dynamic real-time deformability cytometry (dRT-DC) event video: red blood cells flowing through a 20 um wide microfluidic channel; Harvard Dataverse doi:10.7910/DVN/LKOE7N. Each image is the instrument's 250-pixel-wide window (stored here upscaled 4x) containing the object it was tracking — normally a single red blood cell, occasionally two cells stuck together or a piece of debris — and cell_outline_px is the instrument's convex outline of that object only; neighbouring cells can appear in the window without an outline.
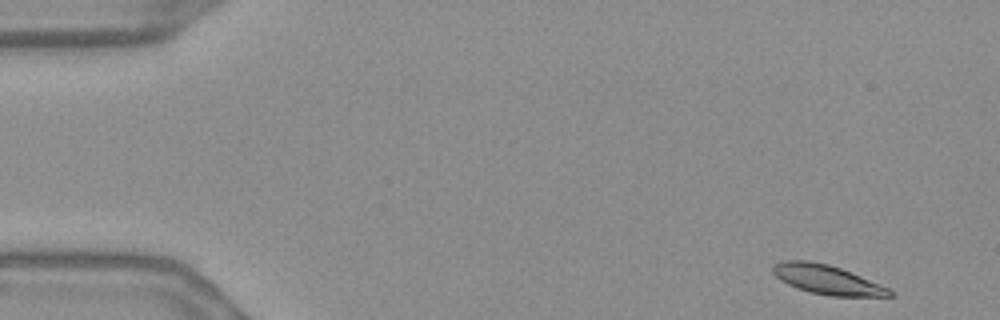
{"species": "Egyptian fruit bat (a non-hibernating species)", "species_latin": "Rousettus aegyptiacus", "temperature_condition": "warm", "stored_images_in_passage": 12, "camera_frame_rate_fps": 3000, "um_per_image_px": 0.085, "frame": {"image": 1, "passage_image": 2, "time_ms": 0.333, "image_size_px": [1000, 320], "cell_outline_px": [[892, 296], [828, 296], [808, 292], [796, 288], [780, 280], [772, 272], [772, 264], [784, 260], [808, 260], [828, 264], [840, 268], [860, 276], [888, 288], [892, 292]], "centroid_in_image_um": [70.22, 23.76], "position_along_channel_um": 14.8, "area_um2": 19.83}}